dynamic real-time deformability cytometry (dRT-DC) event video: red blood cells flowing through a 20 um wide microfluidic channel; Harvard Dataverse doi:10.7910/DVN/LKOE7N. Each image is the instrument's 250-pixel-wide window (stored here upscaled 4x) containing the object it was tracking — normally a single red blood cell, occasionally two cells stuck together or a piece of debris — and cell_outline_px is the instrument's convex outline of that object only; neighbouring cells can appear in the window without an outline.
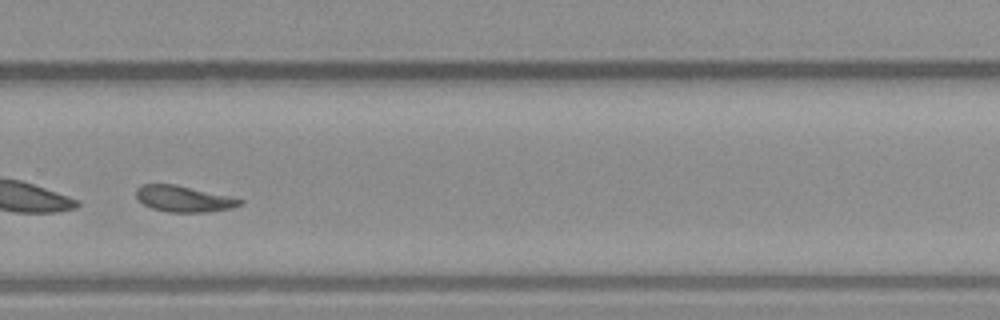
{"species": "common noctule bat (a hibernating species)", "species_latin": "Nyctalus noctula", "temperature_condition": "warm", "stored_images_in_passage": 39, "camera_frame_rate_fps": 3000, "um_per_image_px": 0.085, "animal": {"sex": "male", "body_mass_g": 23.1, "forearm_length_mm": 52.7}, "frame": {"image": 1, "passage_image": 23, "time_ms": 7.333, "image_size_px": [1000, 320], "cell_outline_px": [[244, 204], [232, 208], [208, 212], [168, 212], [152, 208], [144, 204], [136, 196], [136, 188], [140, 184], [172, 184], [232, 196], [244, 200]], "centroid_in_image_um": [15.65, 16.9], "position_along_channel_um": 314.1, "area_um2": 15.84}, "authors_computed_cell_mechanics": {"area_um2": 16.6464, "velocity_mm_per_s": 3.8216, "shape_relaxation_time_tau1_ms": 3.2476, "shape_relaxation_time_tau2_ms": 2.9885, "deformation_change_tau1": 0.1438, "deformation_change_tau2": 0.0813}}